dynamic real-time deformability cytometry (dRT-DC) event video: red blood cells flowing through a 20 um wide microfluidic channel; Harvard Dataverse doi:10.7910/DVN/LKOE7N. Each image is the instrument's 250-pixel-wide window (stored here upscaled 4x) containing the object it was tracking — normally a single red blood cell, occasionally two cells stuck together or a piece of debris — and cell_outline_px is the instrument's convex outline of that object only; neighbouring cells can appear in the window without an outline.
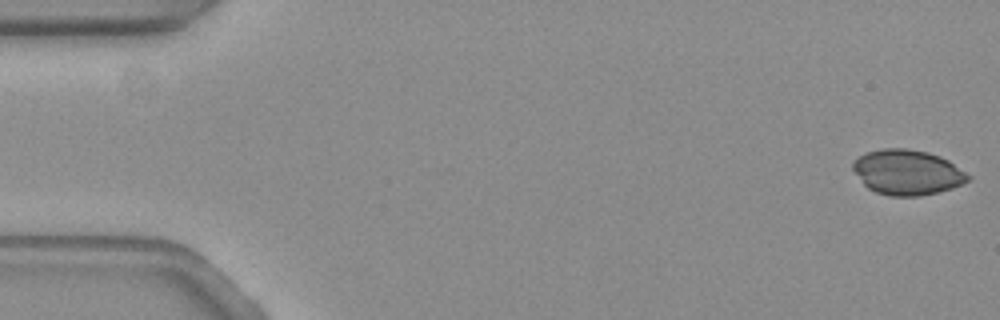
{"species": "common noctule bat (a hibernating species)", "species_latin": "Nyctalus noctula", "temperature_condition": "warm", "stored_images_in_passage": 16, "camera_frame_rate_fps": 3000, "um_per_image_px": 0.085, "animal": {"sex": "female", "body_mass_g": 19.3, "forearm_length_mm": 54.1}, "frame": {"image": 1, "passage_image": 1, "time_ms": 0.0, "image_size_px": [1000, 320], "cell_outline_px": [[972, 176], [968, 180], [952, 188], [940, 192], [920, 196], [888, 196], [876, 192], [868, 188], [864, 184], [852, 168], [852, 164], [860, 156], [868, 152], [884, 148], [908, 148], [928, 152], [940, 156], [948, 160]], "centroid_in_image_um": [77.14, 14.65], "position_along_channel_um": 7.9, "area_um2": 30.23}}